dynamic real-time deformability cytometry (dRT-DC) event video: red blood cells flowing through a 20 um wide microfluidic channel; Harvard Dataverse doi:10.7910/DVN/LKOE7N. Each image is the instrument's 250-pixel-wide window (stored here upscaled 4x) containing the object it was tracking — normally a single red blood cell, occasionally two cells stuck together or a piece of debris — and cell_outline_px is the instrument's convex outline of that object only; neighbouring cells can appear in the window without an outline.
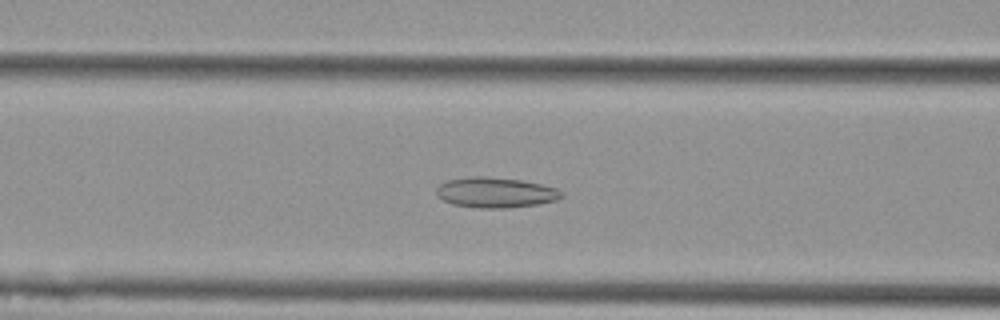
{"species": "Egyptian fruit bat (a non-hibernating species)", "species_latin": "Rousettus aegyptiacus", "temperature_condition": "cold", "stored_images_in_passage": 56, "camera_frame_rate_fps": 3000, "um_per_image_px": 0.085, "animal": {"sex": "female"}, "frame": {"image": 1, "passage_image": 23, "time_ms": 7.333, "image_size_px": [1000, 320], "cell_outline_px": [[564, 196], [556, 200], [540, 204], [504, 208], [480, 208], [452, 204], [444, 200], [436, 192], [436, 188], [440, 184], [448, 180], [468, 176], [484, 176], [520, 180], [540, 184], [556, 188], [564, 192]], "centroid_in_image_um": [42.14, 16.36], "position_along_channel_um": 124.5, "area_um2": 22.08}}
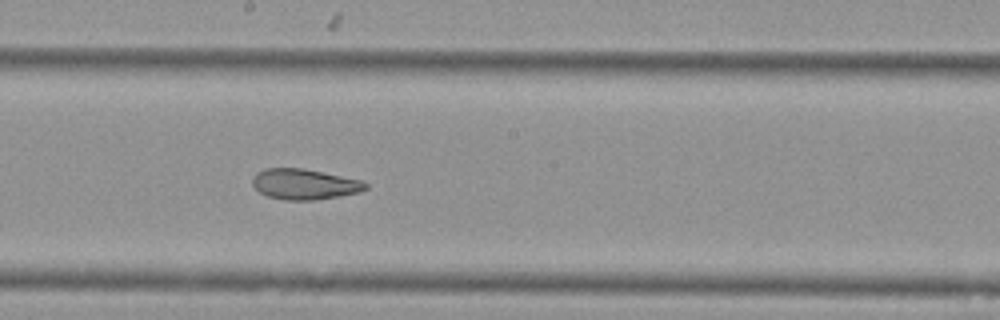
{"frame": {"image": 2, "passage_image": 31, "time_ms": 10.0, "image_size_px": [1000, 320], "cell_outline_px": [[368, 188], [360, 192], [340, 196], [312, 200], [284, 200], [268, 196], [260, 192], [252, 184], [252, 176], [256, 172], [264, 168], [304, 168], [360, 180], [368, 184]], "centroid_in_image_um": [25.86, 15.65], "position_along_channel_um": 222.3, "area_um2": 20.17}}
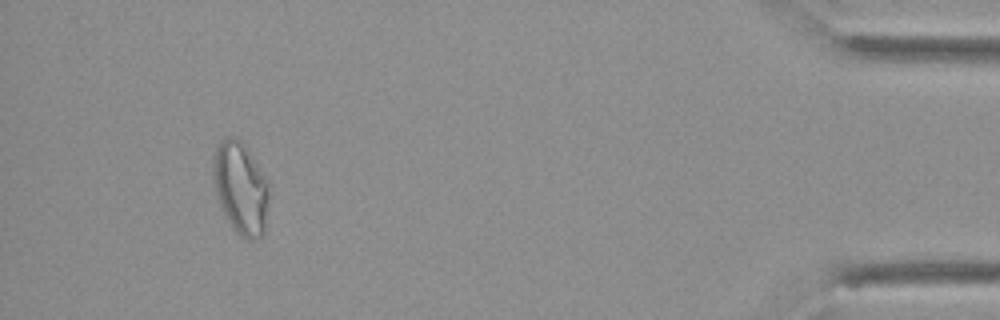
{"frame": {"image": 3, "passage_image": 52, "time_ms": 17.0, "image_size_px": [1000, 320], "cell_outline_px": [[268, 200], [264, 232], [260, 236], [252, 240], [248, 240], [240, 236], [232, 228], [224, 216], [216, 192], [212, 176], [212, 164], [216, 148], [220, 140], [240, 140], [248, 148], [264, 176], [268, 184]], "centroid_in_image_um": [20.44, 16.03], "position_along_channel_um": 414.8, "area_um2": 29.65}, "authors_computed_cell_mechanics": {"area_um2": 25.432, "velocity_mm_per_s": 3.6813, "shape_relaxation_time_tau1_ms": null, "shape_relaxation_time_tau2_ms": 2.6288, "deformation_change_tau1": null, "deformation_change_tau2": 0.0873}}